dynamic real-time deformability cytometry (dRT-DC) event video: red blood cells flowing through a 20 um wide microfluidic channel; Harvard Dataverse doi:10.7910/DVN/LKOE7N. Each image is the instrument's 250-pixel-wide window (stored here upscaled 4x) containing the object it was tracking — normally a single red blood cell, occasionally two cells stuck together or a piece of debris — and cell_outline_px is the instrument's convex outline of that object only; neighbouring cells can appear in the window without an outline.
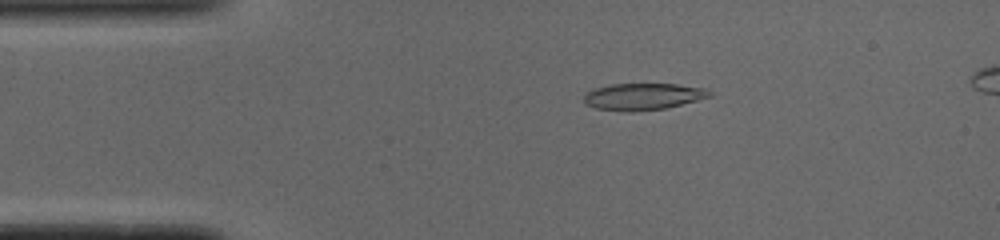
{"species": "common noctule bat (a hibernating species)", "species_latin": "Nyctalus noctula", "temperature_condition": "cold", "stored_images_in_passage": 51, "camera_frame_rate_fps": 3000, "um_per_image_px": 0.085, "animal": {"sex": "male", "body_mass_g": 19.0, "forearm_length_mm": 50.8}, "frame": {"image": 1, "passage_image": 9, "time_ms": 2.667, "image_size_px": [1000, 240], "cell_outline_px": [[712, 96], [664, 108], [596, 108], [584, 104], [584, 96], [588, 92], [596, 88], [612, 84], [676, 84], [704, 88], [712, 92]], "centroid_in_image_um": [54.7, 8.14], "position_along_channel_um": 30.3, "area_um2": 18.32}}
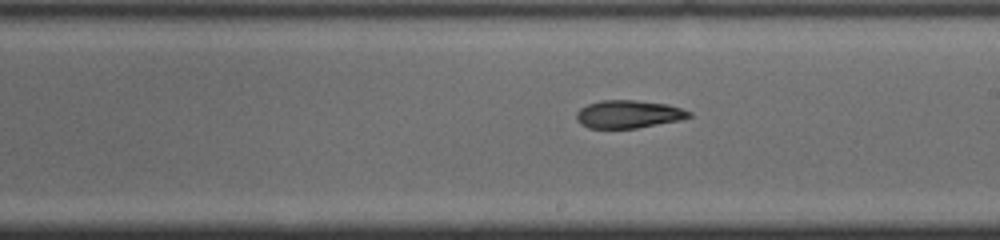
{"frame": {"image": 2, "passage_image": 28, "time_ms": 9.0, "image_size_px": [1000, 240], "cell_outline_px": [[692, 116], [676, 120], [636, 128], [588, 128], [580, 124], [576, 120], [576, 112], [580, 108], [588, 104], [600, 100], [636, 100], [664, 104], [680, 108], [692, 112]], "centroid_in_image_um": [53.35, 9.7], "position_along_channel_um": 235.7, "area_um2": 18.09}}
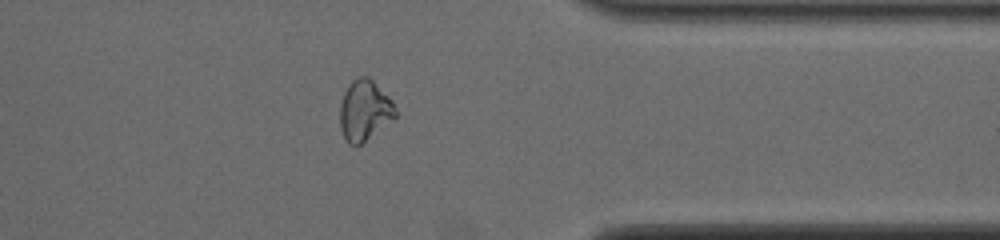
{"frame": {"image": 3, "passage_image": 40, "time_ms": 13.0, "image_size_px": [1000, 240], "cell_outline_px": [[396, 116], [360, 144], [348, 144], [340, 128], [340, 104], [344, 92], [348, 84], [356, 76], [368, 76], [392, 100], [396, 108]], "centroid_in_image_um": [30.96, 9.34], "position_along_channel_um": 380.4, "area_um2": 19.31}, "authors_computed_cell_mechanics": {"area_um2": 19.2474, "velocity_mm_per_s": 3.9061, "shape_relaxation_time_tau1_ms": 7.8668, "shape_relaxation_time_tau2_ms": null, "deformation_change_tau1": 0.2053, "deformation_change_tau2": null}}